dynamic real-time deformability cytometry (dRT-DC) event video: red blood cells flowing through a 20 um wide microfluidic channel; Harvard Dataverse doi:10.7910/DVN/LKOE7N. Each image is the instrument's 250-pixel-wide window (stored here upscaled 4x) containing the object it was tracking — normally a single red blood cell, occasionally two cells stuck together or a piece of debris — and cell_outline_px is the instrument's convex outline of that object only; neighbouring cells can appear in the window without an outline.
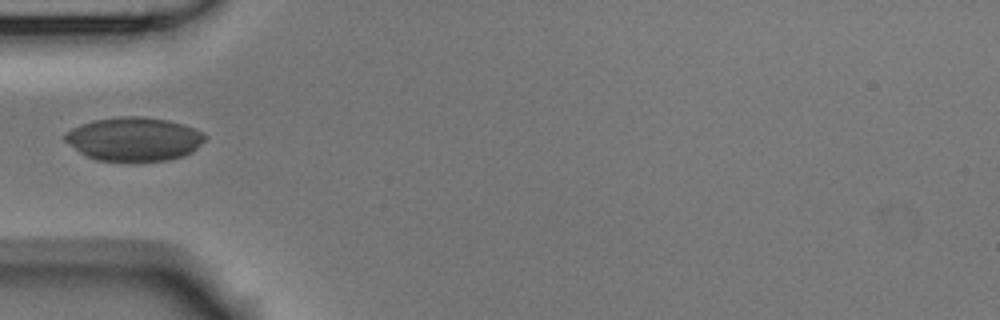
{"species": "Egyptian fruit bat (a non-hibernating species)", "species_latin": "Rousettus aegyptiacus", "temperature_condition": "room temperature", "stored_images_in_passage": 3, "camera_frame_rate_fps": 3000, "um_per_image_px": 0.085, "animal": {"sex": "male"}, "frame": {"image": 1, "passage_image": 2, "time_ms": 0.333, "image_size_px": [1000, 320], "cell_outline_px": [[208, 136], [192, 152], [184, 156], [168, 160], [96, 160], [80, 152], [64, 140], [64, 132], [72, 128], [92, 120], [120, 116], [140, 116], [168, 120], [184, 124], [204, 132]], "centroid_in_image_um": [11.41, 11.8], "position_along_channel_um": 73.6, "area_um2": 35.55}}
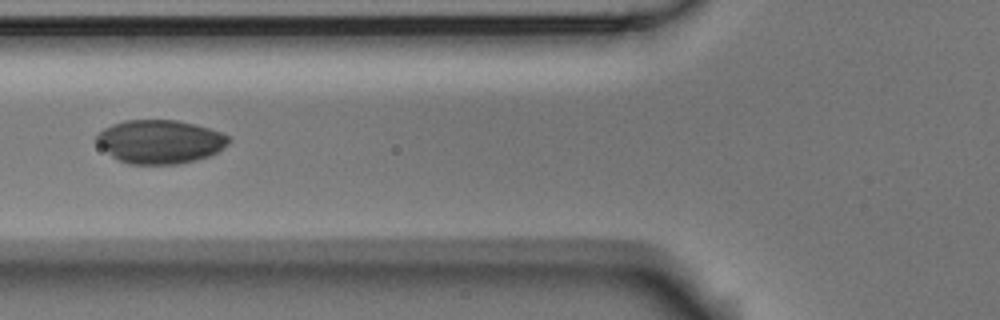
{"frame": {"image": 2, "passage_image": 3, "time_ms": 0.667, "image_size_px": [1000, 320], "cell_outline_px": [[232, 140], [224, 148], [208, 156], [196, 160], [176, 164], [128, 164], [112, 156], [96, 140], [96, 136], [104, 128], [112, 124], [124, 120], [176, 120], [208, 128], [232, 136]], "centroid_in_image_um": [13.64, 12.04], "position_along_channel_um": 112.2, "area_um2": 33.35}}